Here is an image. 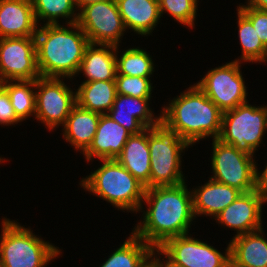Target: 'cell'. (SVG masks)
<instances>
[{
	"label": "cell",
	"mask_w": 267,
	"mask_h": 267,
	"mask_svg": "<svg viewBox=\"0 0 267 267\" xmlns=\"http://www.w3.org/2000/svg\"><path fill=\"white\" fill-rule=\"evenodd\" d=\"M187 186L183 182L173 186L147 188L138 211L143 212V219L132 232L155 250L169 238L188 234L196 217L192 191ZM143 204L148 207L145 211Z\"/></svg>",
	"instance_id": "1"
},
{
	"label": "cell",
	"mask_w": 267,
	"mask_h": 267,
	"mask_svg": "<svg viewBox=\"0 0 267 267\" xmlns=\"http://www.w3.org/2000/svg\"><path fill=\"white\" fill-rule=\"evenodd\" d=\"M39 25L35 34L37 65L41 77L78 76L88 37L77 23Z\"/></svg>",
	"instance_id": "2"
},
{
	"label": "cell",
	"mask_w": 267,
	"mask_h": 267,
	"mask_svg": "<svg viewBox=\"0 0 267 267\" xmlns=\"http://www.w3.org/2000/svg\"><path fill=\"white\" fill-rule=\"evenodd\" d=\"M186 89L162 107L161 121L190 146L208 137L218 138L223 112L196 84Z\"/></svg>",
	"instance_id": "3"
},
{
	"label": "cell",
	"mask_w": 267,
	"mask_h": 267,
	"mask_svg": "<svg viewBox=\"0 0 267 267\" xmlns=\"http://www.w3.org/2000/svg\"><path fill=\"white\" fill-rule=\"evenodd\" d=\"M101 162V167L82 178L79 185L118 210L137 214L142 207L145 185L116 159L101 160Z\"/></svg>",
	"instance_id": "4"
},
{
	"label": "cell",
	"mask_w": 267,
	"mask_h": 267,
	"mask_svg": "<svg viewBox=\"0 0 267 267\" xmlns=\"http://www.w3.org/2000/svg\"><path fill=\"white\" fill-rule=\"evenodd\" d=\"M0 267H45L61 255L59 247L15 220L2 218Z\"/></svg>",
	"instance_id": "5"
},
{
	"label": "cell",
	"mask_w": 267,
	"mask_h": 267,
	"mask_svg": "<svg viewBox=\"0 0 267 267\" xmlns=\"http://www.w3.org/2000/svg\"><path fill=\"white\" fill-rule=\"evenodd\" d=\"M150 188L185 182L181 158L190 145L162 121L148 128Z\"/></svg>",
	"instance_id": "6"
},
{
	"label": "cell",
	"mask_w": 267,
	"mask_h": 267,
	"mask_svg": "<svg viewBox=\"0 0 267 267\" xmlns=\"http://www.w3.org/2000/svg\"><path fill=\"white\" fill-rule=\"evenodd\" d=\"M267 131V105L240 104L223 112L221 132L217 139L255 157Z\"/></svg>",
	"instance_id": "7"
},
{
	"label": "cell",
	"mask_w": 267,
	"mask_h": 267,
	"mask_svg": "<svg viewBox=\"0 0 267 267\" xmlns=\"http://www.w3.org/2000/svg\"><path fill=\"white\" fill-rule=\"evenodd\" d=\"M211 168L213 176L210 178L237 188L242 193L258 189V166L251 157L234 146L225 144L219 139H212Z\"/></svg>",
	"instance_id": "8"
},
{
	"label": "cell",
	"mask_w": 267,
	"mask_h": 267,
	"mask_svg": "<svg viewBox=\"0 0 267 267\" xmlns=\"http://www.w3.org/2000/svg\"><path fill=\"white\" fill-rule=\"evenodd\" d=\"M191 235L167 239L156 249V253L163 255L166 258L164 261L170 267H228L231 264L230 243L222 253Z\"/></svg>",
	"instance_id": "9"
},
{
	"label": "cell",
	"mask_w": 267,
	"mask_h": 267,
	"mask_svg": "<svg viewBox=\"0 0 267 267\" xmlns=\"http://www.w3.org/2000/svg\"><path fill=\"white\" fill-rule=\"evenodd\" d=\"M65 78L36 79L35 119L53 131L63 126L76 105V91L63 81Z\"/></svg>",
	"instance_id": "10"
},
{
	"label": "cell",
	"mask_w": 267,
	"mask_h": 267,
	"mask_svg": "<svg viewBox=\"0 0 267 267\" xmlns=\"http://www.w3.org/2000/svg\"><path fill=\"white\" fill-rule=\"evenodd\" d=\"M241 64L232 60L209 70L195 83L222 112L248 101L247 87L240 70Z\"/></svg>",
	"instance_id": "11"
},
{
	"label": "cell",
	"mask_w": 267,
	"mask_h": 267,
	"mask_svg": "<svg viewBox=\"0 0 267 267\" xmlns=\"http://www.w3.org/2000/svg\"><path fill=\"white\" fill-rule=\"evenodd\" d=\"M77 24L91 44L120 46L126 32L116 0L83 7L78 13Z\"/></svg>",
	"instance_id": "12"
},
{
	"label": "cell",
	"mask_w": 267,
	"mask_h": 267,
	"mask_svg": "<svg viewBox=\"0 0 267 267\" xmlns=\"http://www.w3.org/2000/svg\"><path fill=\"white\" fill-rule=\"evenodd\" d=\"M39 77L35 36L0 38V83Z\"/></svg>",
	"instance_id": "13"
},
{
	"label": "cell",
	"mask_w": 267,
	"mask_h": 267,
	"mask_svg": "<svg viewBox=\"0 0 267 267\" xmlns=\"http://www.w3.org/2000/svg\"><path fill=\"white\" fill-rule=\"evenodd\" d=\"M267 203V194L260 189L241 193L235 201L223 209L214 219L218 225L231 228L236 235L262 229V208Z\"/></svg>",
	"instance_id": "14"
},
{
	"label": "cell",
	"mask_w": 267,
	"mask_h": 267,
	"mask_svg": "<svg viewBox=\"0 0 267 267\" xmlns=\"http://www.w3.org/2000/svg\"><path fill=\"white\" fill-rule=\"evenodd\" d=\"M150 102V99L117 94L107 115L131 134H139L161 121V114L154 116L152 113L154 111L149 106Z\"/></svg>",
	"instance_id": "15"
},
{
	"label": "cell",
	"mask_w": 267,
	"mask_h": 267,
	"mask_svg": "<svg viewBox=\"0 0 267 267\" xmlns=\"http://www.w3.org/2000/svg\"><path fill=\"white\" fill-rule=\"evenodd\" d=\"M132 134L107 114H101L95 137L83 153L87 162L116 159L122 152L127 139Z\"/></svg>",
	"instance_id": "16"
},
{
	"label": "cell",
	"mask_w": 267,
	"mask_h": 267,
	"mask_svg": "<svg viewBox=\"0 0 267 267\" xmlns=\"http://www.w3.org/2000/svg\"><path fill=\"white\" fill-rule=\"evenodd\" d=\"M37 28L31 0H0V38L35 36Z\"/></svg>",
	"instance_id": "17"
},
{
	"label": "cell",
	"mask_w": 267,
	"mask_h": 267,
	"mask_svg": "<svg viewBox=\"0 0 267 267\" xmlns=\"http://www.w3.org/2000/svg\"><path fill=\"white\" fill-rule=\"evenodd\" d=\"M191 191L195 217L204 215L213 219L242 193L237 188L211 178L204 185L192 188Z\"/></svg>",
	"instance_id": "18"
},
{
	"label": "cell",
	"mask_w": 267,
	"mask_h": 267,
	"mask_svg": "<svg viewBox=\"0 0 267 267\" xmlns=\"http://www.w3.org/2000/svg\"><path fill=\"white\" fill-rule=\"evenodd\" d=\"M126 30L151 35L160 22L159 0H116Z\"/></svg>",
	"instance_id": "19"
},
{
	"label": "cell",
	"mask_w": 267,
	"mask_h": 267,
	"mask_svg": "<svg viewBox=\"0 0 267 267\" xmlns=\"http://www.w3.org/2000/svg\"><path fill=\"white\" fill-rule=\"evenodd\" d=\"M263 228L233 236L230 259L234 267H267V238Z\"/></svg>",
	"instance_id": "20"
},
{
	"label": "cell",
	"mask_w": 267,
	"mask_h": 267,
	"mask_svg": "<svg viewBox=\"0 0 267 267\" xmlns=\"http://www.w3.org/2000/svg\"><path fill=\"white\" fill-rule=\"evenodd\" d=\"M79 73L87 78L83 82L115 81L116 46L90 43L85 49Z\"/></svg>",
	"instance_id": "21"
},
{
	"label": "cell",
	"mask_w": 267,
	"mask_h": 267,
	"mask_svg": "<svg viewBox=\"0 0 267 267\" xmlns=\"http://www.w3.org/2000/svg\"><path fill=\"white\" fill-rule=\"evenodd\" d=\"M101 114L79 107L72 108L62 128L65 141L82 154L89 148L100 120Z\"/></svg>",
	"instance_id": "22"
},
{
	"label": "cell",
	"mask_w": 267,
	"mask_h": 267,
	"mask_svg": "<svg viewBox=\"0 0 267 267\" xmlns=\"http://www.w3.org/2000/svg\"><path fill=\"white\" fill-rule=\"evenodd\" d=\"M116 160L136 179L150 188V152L148 128L139 134H132Z\"/></svg>",
	"instance_id": "23"
},
{
	"label": "cell",
	"mask_w": 267,
	"mask_h": 267,
	"mask_svg": "<svg viewBox=\"0 0 267 267\" xmlns=\"http://www.w3.org/2000/svg\"><path fill=\"white\" fill-rule=\"evenodd\" d=\"M156 250L133 232L100 267H147L153 260Z\"/></svg>",
	"instance_id": "24"
},
{
	"label": "cell",
	"mask_w": 267,
	"mask_h": 267,
	"mask_svg": "<svg viewBox=\"0 0 267 267\" xmlns=\"http://www.w3.org/2000/svg\"><path fill=\"white\" fill-rule=\"evenodd\" d=\"M75 91L79 107L99 114H107L117 96L115 81L82 82Z\"/></svg>",
	"instance_id": "25"
},
{
	"label": "cell",
	"mask_w": 267,
	"mask_h": 267,
	"mask_svg": "<svg viewBox=\"0 0 267 267\" xmlns=\"http://www.w3.org/2000/svg\"><path fill=\"white\" fill-rule=\"evenodd\" d=\"M35 20L42 24H59V18L65 24L77 23L78 9L74 0H31ZM43 21L44 23L40 22ZM40 22V23H39ZM46 22V23H45Z\"/></svg>",
	"instance_id": "26"
},
{
	"label": "cell",
	"mask_w": 267,
	"mask_h": 267,
	"mask_svg": "<svg viewBox=\"0 0 267 267\" xmlns=\"http://www.w3.org/2000/svg\"><path fill=\"white\" fill-rule=\"evenodd\" d=\"M236 22L238 24V38L241 44V57L235 59L238 62L250 63H266L267 62V48L262 44L257 36V33L252 23L238 10Z\"/></svg>",
	"instance_id": "27"
},
{
	"label": "cell",
	"mask_w": 267,
	"mask_h": 267,
	"mask_svg": "<svg viewBox=\"0 0 267 267\" xmlns=\"http://www.w3.org/2000/svg\"><path fill=\"white\" fill-rule=\"evenodd\" d=\"M119 46H116V75L150 78L155 72V65L146 49L139 47L127 48L118 55ZM120 56V57H119Z\"/></svg>",
	"instance_id": "28"
},
{
	"label": "cell",
	"mask_w": 267,
	"mask_h": 267,
	"mask_svg": "<svg viewBox=\"0 0 267 267\" xmlns=\"http://www.w3.org/2000/svg\"><path fill=\"white\" fill-rule=\"evenodd\" d=\"M0 84L7 90L14 112L22 122L35 116L36 80L4 81Z\"/></svg>",
	"instance_id": "29"
},
{
	"label": "cell",
	"mask_w": 267,
	"mask_h": 267,
	"mask_svg": "<svg viewBox=\"0 0 267 267\" xmlns=\"http://www.w3.org/2000/svg\"><path fill=\"white\" fill-rule=\"evenodd\" d=\"M199 0H159V11L170 14L175 21L183 26L194 28Z\"/></svg>",
	"instance_id": "30"
},
{
	"label": "cell",
	"mask_w": 267,
	"mask_h": 267,
	"mask_svg": "<svg viewBox=\"0 0 267 267\" xmlns=\"http://www.w3.org/2000/svg\"><path fill=\"white\" fill-rule=\"evenodd\" d=\"M115 83L117 94L143 99L152 97L154 87L150 78L116 75Z\"/></svg>",
	"instance_id": "31"
},
{
	"label": "cell",
	"mask_w": 267,
	"mask_h": 267,
	"mask_svg": "<svg viewBox=\"0 0 267 267\" xmlns=\"http://www.w3.org/2000/svg\"><path fill=\"white\" fill-rule=\"evenodd\" d=\"M237 9L252 23L257 36L267 48V10L252 8L247 4H239Z\"/></svg>",
	"instance_id": "32"
},
{
	"label": "cell",
	"mask_w": 267,
	"mask_h": 267,
	"mask_svg": "<svg viewBox=\"0 0 267 267\" xmlns=\"http://www.w3.org/2000/svg\"><path fill=\"white\" fill-rule=\"evenodd\" d=\"M22 122L15 114L7 90L0 84V125L10 126Z\"/></svg>",
	"instance_id": "33"
},
{
	"label": "cell",
	"mask_w": 267,
	"mask_h": 267,
	"mask_svg": "<svg viewBox=\"0 0 267 267\" xmlns=\"http://www.w3.org/2000/svg\"><path fill=\"white\" fill-rule=\"evenodd\" d=\"M258 189L267 194V163L262 172L257 171Z\"/></svg>",
	"instance_id": "34"
},
{
	"label": "cell",
	"mask_w": 267,
	"mask_h": 267,
	"mask_svg": "<svg viewBox=\"0 0 267 267\" xmlns=\"http://www.w3.org/2000/svg\"><path fill=\"white\" fill-rule=\"evenodd\" d=\"M246 4L252 8L267 10V0H247Z\"/></svg>",
	"instance_id": "35"
},
{
	"label": "cell",
	"mask_w": 267,
	"mask_h": 267,
	"mask_svg": "<svg viewBox=\"0 0 267 267\" xmlns=\"http://www.w3.org/2000/svg\"><path fill=\"white\" fill-rule=\"evenodd\" d=\"M106 0H74V3L78 9V12L85 6L93 3L103 2Z\"/></svg>",
	"instance_id": "36"
},
{
	"label": "cell",
	"mask_w": 267,
	"mask_h": 267,
	"mask_svg": "<svg viewBox=\"0 0 267 267\" xmlns=\"http://www.w3.org/2000/svg\"><path fill=\"white\" fill-rule=\"evenodd\" d=\"M162 257L158 255L157 253L155 254L154 261H155V266L156 267H170L165 261L161 259ZM162 260V261H161Z\"/></svg>",
	"instance_id": "37"
},
{
	"label": "cell",
	"mask_w": 267,
	"mask_h": 267,
	"mask_svg": "<svg viewBox=\"0 0 267 267\" xmlns=\"http://www.w3.org/2000/svg\"><path fill=\"white\" fill-rule=\"evenodd\" d=\"M147 267H156L155 266V261L153 260Z\"/></svg>",
	"instance_id": "38"
}]
</instances>
